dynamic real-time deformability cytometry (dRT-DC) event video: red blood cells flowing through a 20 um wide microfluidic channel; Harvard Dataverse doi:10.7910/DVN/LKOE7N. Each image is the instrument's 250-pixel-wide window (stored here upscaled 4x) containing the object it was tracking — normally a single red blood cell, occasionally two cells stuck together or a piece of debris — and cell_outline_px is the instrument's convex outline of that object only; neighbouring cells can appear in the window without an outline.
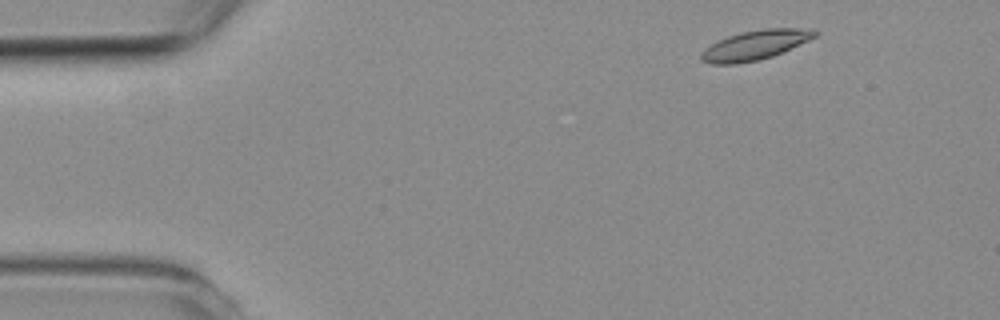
{"species": "common noctule bat (a hibernating species)", "species_latin": "Nyctalus noctula", "temperature_condition": "room temperature", "stored_images_in_passage": 6, "camera_frame_rate_fps": 3000, "um_per_image_px": 0.085, "animal": {"sex": "female", "body_mass_g": 19.3, "forearm_length_mm": 54.1}, "frame": {"image": 1, "passage_image": 1, "time_ms": 0.0, "image_size_px": [1000, 320], "cell_outline_px": [[820, 32], [816, 36], [808, 40], [772, 56], [756, 60], [736, 64], [712, 64], [700, 60], [700, 52], [704, 48], [728, 36], [740, 32], [764, 28], [800, 28]], "centroid_in_image_um": [64.13, 3.83], "position_along_channel_um": 20.9, "area_um2": 19.31}}